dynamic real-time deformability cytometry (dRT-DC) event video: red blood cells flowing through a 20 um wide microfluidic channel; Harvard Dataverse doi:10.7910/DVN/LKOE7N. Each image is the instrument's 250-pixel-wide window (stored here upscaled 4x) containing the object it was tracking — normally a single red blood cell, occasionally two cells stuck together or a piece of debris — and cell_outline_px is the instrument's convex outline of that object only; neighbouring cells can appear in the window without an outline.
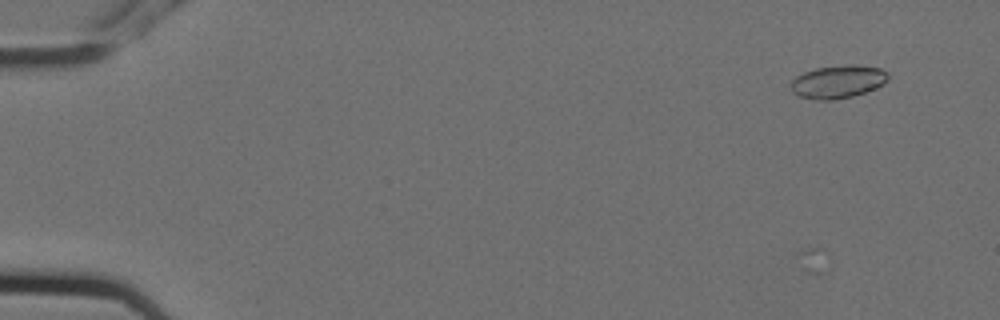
{"species": "Egyptian fruit bat (a non-hibernating species)", "species_latin": "Rousettus aegyptiacus", "temperature_condition": "cold", "stored_images_in_passage": 7, "camera_frame_rate_fps": 3000, "um_per_image_px": 0.085, "animal": {"sex": "female"}, "frame": {"image": 1, "passage_image": 3, "time_ms": 0.667, "image_size_px": [1000, 320], "cell_outline_px": [[888, 80], [884, 84], [876, 88], [852, 96], [832, 100], [816, 100], [800, 96], [792, 92], [792, 80], [796, 76], [804, 72], [816, 68], [844, 64], [856, 64], [880, 68], [888, 72]], "centroid_in_image_um": [71.25, 6.93], "position_along_channel_um": 13.8, "area_um2": 18.79}}